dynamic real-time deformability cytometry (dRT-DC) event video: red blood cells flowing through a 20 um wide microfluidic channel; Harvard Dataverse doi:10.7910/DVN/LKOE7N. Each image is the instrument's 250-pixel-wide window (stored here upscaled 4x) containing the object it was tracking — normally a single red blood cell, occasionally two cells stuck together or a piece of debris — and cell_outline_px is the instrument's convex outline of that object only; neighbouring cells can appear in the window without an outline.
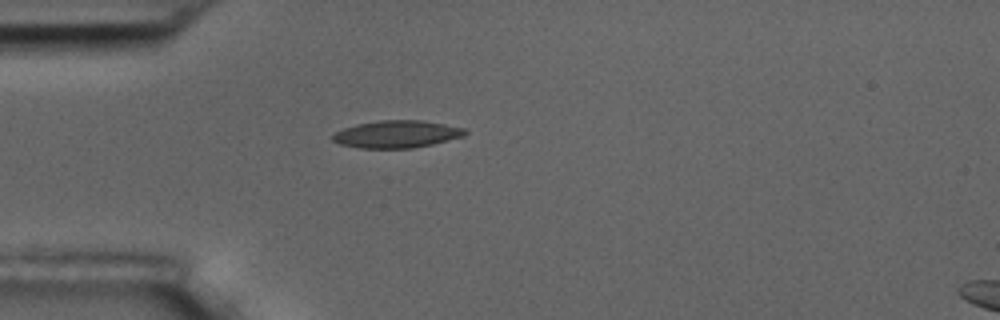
{"species": "common noctule bat (a hibernating species)", "species_latin": "Nyctalus noctula", "temperature_condition": "room temperature", "stored_images_in_passage": 4, "camera_frame_rate_fps": 3000, "um_per_image_px": 0.085, "animal": {"sex": "male", "body_mass_g": 17.5, "forearm_length_mm": 52.3}, "frame": {"image": 1, "passage_image": 1, "time_ms": 0.0, "image_size_px": [1000, 320], "cell_outline_px": [[468, 132], [464, 136], [432, 144], [412, 148], [360, 148], [340, 144], [332, 140], [332, 136], [336, 132], [344, 128], [356, 124], [380, 120], [424, 120], [468, 128]], "centroid_in_image_um": [33.77, 11.39], "position_along_channel_um": 51.2, "area_um2": 21.21}}